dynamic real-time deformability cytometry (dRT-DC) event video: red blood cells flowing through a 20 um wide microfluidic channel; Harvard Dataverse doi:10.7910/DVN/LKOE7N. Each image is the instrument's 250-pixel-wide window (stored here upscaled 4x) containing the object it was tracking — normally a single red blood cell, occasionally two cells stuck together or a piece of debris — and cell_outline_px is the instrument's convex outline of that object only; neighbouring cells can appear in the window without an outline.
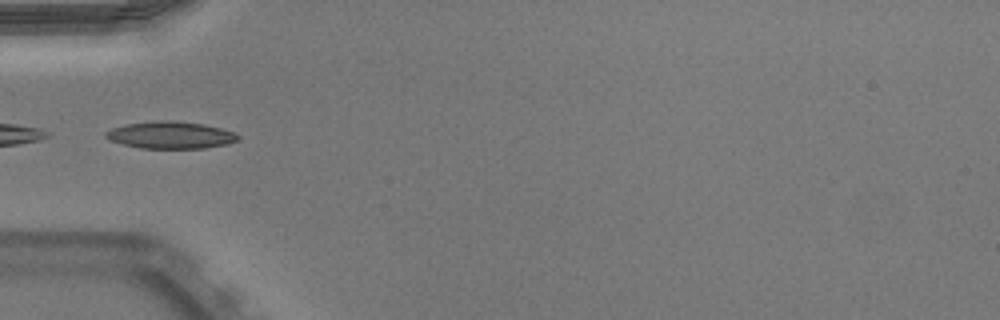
{"species": "Egyptian fruit bat (a non-hibernating species)", "species_latin": "Rousettus aegyptiacus", "temperature_condition": "warm", "stored_images_in_passage": 33, "camera_frame_rate_fps": 3000, "um_per_image_px": 0.085, "animal": {"sex": "male"}, "frame": {"image": 1, "passage_image": 1, "time_ms": 0.0, "image_size_px": [1000, 320], "cell_outline_px": [[240, 136], [236, 140], [228, 144], [204, 148], [140, 148], [108, 140], [104, 136], [104, 132], [112, 128], [128, 124], [160, 120], [172, 120], [204, 124], [236, 132]], "centroid_in_image_um": [14.5, 11.48], "position_along_channel_um": 70.5, "area_um2": 20.87}}
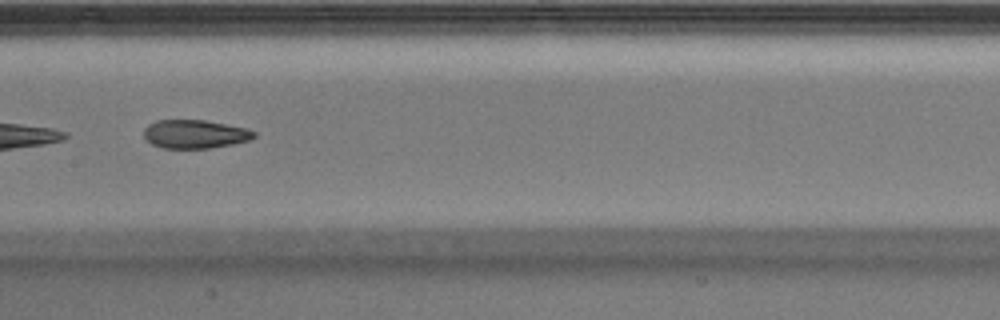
{"frame": {"image": 2, "passage_image": 10, "time_ms": 3.0, "image_size_px": [1000, 320], "cell_outline_px": [[256, 136], [248, 140], [232, 144], [208, 148], [164, 148], [152, 144], [144, 136], [144, 128], [148, 124], [156, 120], [204, 120], [248, 128], [256, 132]], "centroid_in_image_um": [16.57, 11.39], "position_along_channel_um": 190.8, "area_um2": 18.26}, "authors_computed_cell_mechanics": {"area_um2": 19.5942, "velocity_mm_per_s": 3.9754, "shape_relaxation_time_tau1_ms": null, "shape_relaxation_time_tau2_ms": 2.3346, "deformation_change_tau1": null, "deformation_change_tau2": 0.0798}}